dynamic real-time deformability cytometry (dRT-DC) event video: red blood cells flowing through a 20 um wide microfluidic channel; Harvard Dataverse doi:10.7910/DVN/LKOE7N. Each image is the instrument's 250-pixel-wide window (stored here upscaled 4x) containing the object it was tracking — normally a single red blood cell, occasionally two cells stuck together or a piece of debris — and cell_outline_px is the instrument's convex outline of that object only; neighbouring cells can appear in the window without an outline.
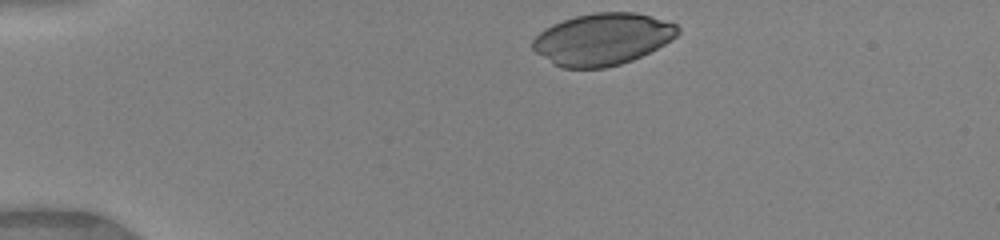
{"species": "human", "species_latin": "Homo sapiens", "temperature_condition": "warm", "stored_images_in_passage": 35, "camera_frame_rate_fps": 3000, "um_per_image_px": 0.085, "donor": {"sex": "female"}, "frame": {"image": 1, "passage_image": 1, "time_ms": 0.0, "image_size_px": [1000, 240], "cell_outline_px": [[680, 32], [672, 40], [632, 60], [620, 64], [604, 68], [564, 68], [552, 64], [536, 52], [532, 48], [532, 40], [544, 28], [552, 24], [576, 16], [596, 12], [636, 12], [676, 24], [680, 28]], "centroid_in_image_um": [51.19, 3.33], "position_along_channel_um": 33.8, "area_um2": 43.7}}
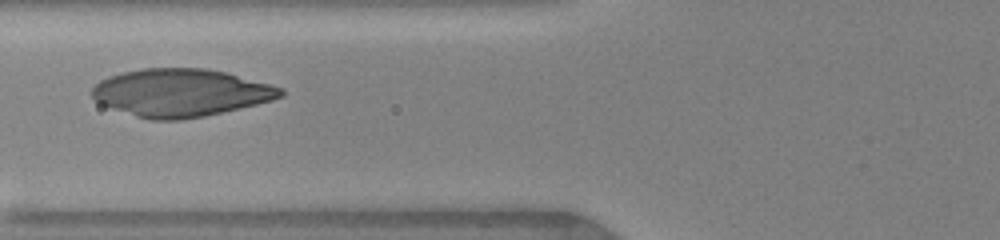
{"frame": {"image": 2, "passage_image": 11, "time_ms": 3.333, "image_size_px": [1000, 240], "cell_outline_px": [[284, 96], [272, 100], [240, 108], [204, 116], [180, 120], [148, 120], [100, 104], [92, 96], [92, 88], [100, 80], [108, 76], [120, 72], [144, 68], [208, 68], [224, 72], [284, 88]], "centroid_in_image_um": [15.34, 7.88], "position_along_channel_um": 110.5, "area_um2": 52.37}}
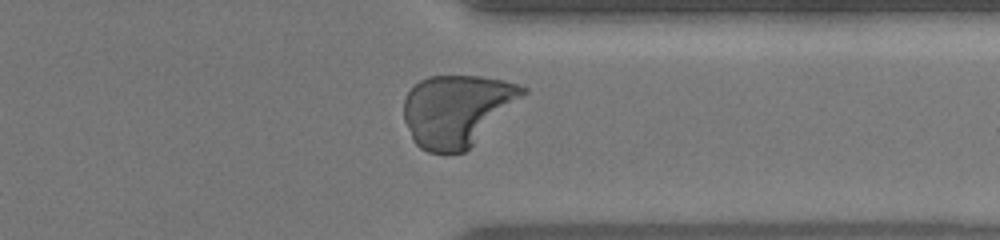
{"frame": {"image": 3, "passage_image": 30, "time_ms": 9.667, "image_size_px": [1000, 240], "cell_outline_px": [[528, 92], [464, 152], [444, 156], [428, 152], [420, 148], [412, 140], [404, 120], [404, 100], [408, 92], [420, 80], [428, 76], [480, 76], [504, 80], [520, 84], [528, 88]], "centroid_in_image_um": [38.82, 9.39], "position_along_channel_um": 372.6, "area_um2": 49.71}, "authors_computed_cell_mechanics": {"area_um2": 48.7254, "velocity_mm_per_s": 4.139, "shape_relaxation_time_tau1_ms": 5.2279, "shape_relaxation_time_tau2_ms": null, "deformation_change_tau1": 0.2873, "deformation_change_tau2": null}}